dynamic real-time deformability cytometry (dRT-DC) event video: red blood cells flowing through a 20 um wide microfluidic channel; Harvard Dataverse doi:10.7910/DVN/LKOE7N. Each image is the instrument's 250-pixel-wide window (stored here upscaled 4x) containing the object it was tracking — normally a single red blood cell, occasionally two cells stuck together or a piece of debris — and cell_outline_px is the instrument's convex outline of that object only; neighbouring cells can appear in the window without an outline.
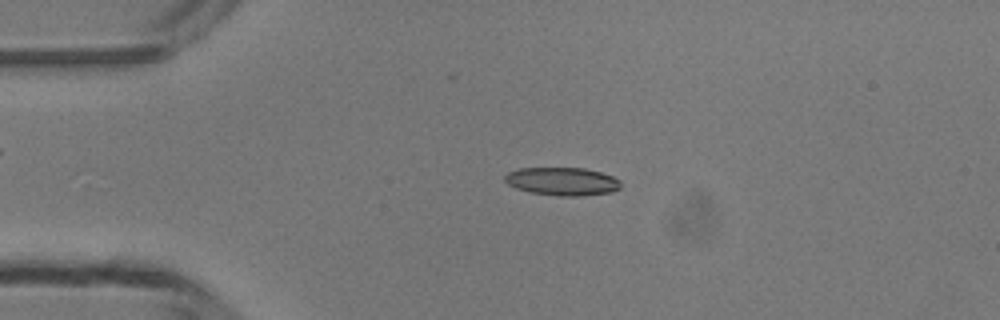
{"species": "common noctule bat (a hibernating species)", "species_latin": "Nyctalus noctula", "temperature_condition": "room temperature", "stored_images_in_passage": 48, "camera_frame_rate_fps": 3000, "um_per_image_px": 0.085, "animal": {"sex": "male", "body_mass_g": 13.3}, "frame": {"image": 1, "passage_image": 10, "time_ms": 3.0, "image_size_px": [1000, 320], "cell_outline_px": [[620, 188], [612, 192], [580, 196], [560, 196], [528, 192], [516, 188], [508, 184], [504, 180], [504, 176], [508, 172], [520, 168], [584, 168], [600, 172], [612, 176], [620, 180]], "centroid_in_image_um": [47.78, 15.42], "position_along_channel_um": 37.2, "area_um2": 19.02}}
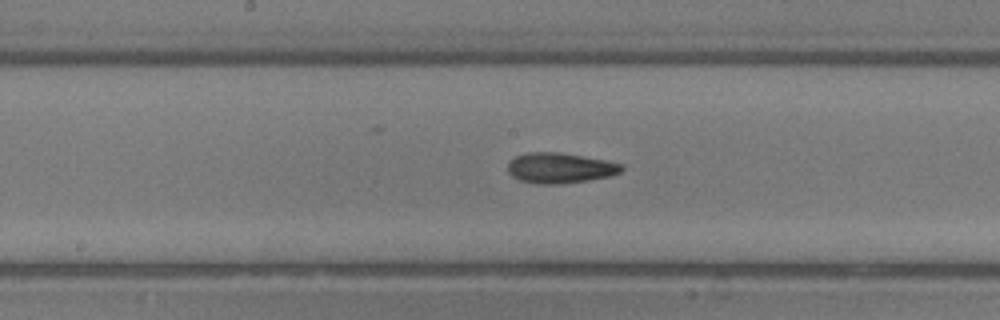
{"frame": {"image": 2, "passage_image": 24, "time_ms": 7.667, "image_size_px": [1000, 320], "cell_outline_px": [[624, 168], [620, 172], [608, 176], [588, 180], [560, 184], [536, 184], [520, 180], [512, 176], [508, 172], [508, 164], [516, 156], [528, 152], [560, 152], [604, 160], [624, 164]], "centroid_in_image_um": [47.59, 14.28], "position_along_channel_um": 200.6, "area_um2": 20.06}}
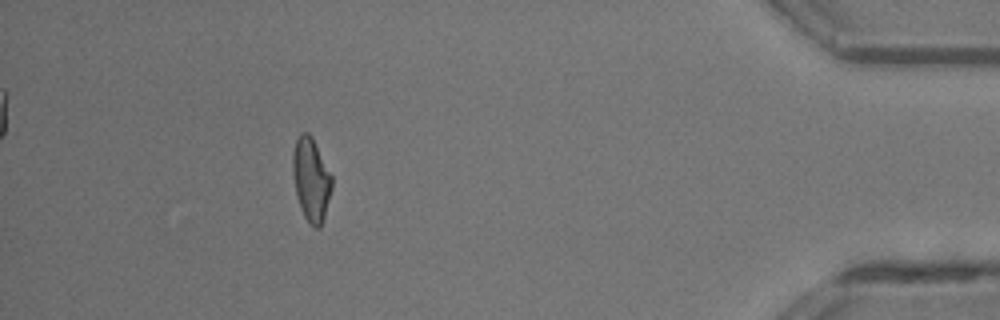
{"frame": {"image": 3, "passage_image": 43, "time_ms": 14.0, "image_size_px": [1000, 320], "cell_outline_px": [[332, 188], [324, 216], [320, 228], [312, 228], [308, 224], [300, 208], [296, 196], [292, 172], [292, 152], [296, 140], [300, 132], [308, 132], [312, 136], [332, 176]], "centroid_in_image_um": [26.42, 15.26], "position_along_channel_um": 408.8, "area_um2": 19.25}, "authors_computed_cell_mechanics": {"area_um2": 19.074, "velocity_mm_per_s": 4.2141, "shape_relaxation_time_tau1_ms": 7.2191, "shape_relaxation_time_tau2_ms": 3.5556, "deformation_change_tau1": 0.1648, "deformation_change_tau2": 0.1244}}